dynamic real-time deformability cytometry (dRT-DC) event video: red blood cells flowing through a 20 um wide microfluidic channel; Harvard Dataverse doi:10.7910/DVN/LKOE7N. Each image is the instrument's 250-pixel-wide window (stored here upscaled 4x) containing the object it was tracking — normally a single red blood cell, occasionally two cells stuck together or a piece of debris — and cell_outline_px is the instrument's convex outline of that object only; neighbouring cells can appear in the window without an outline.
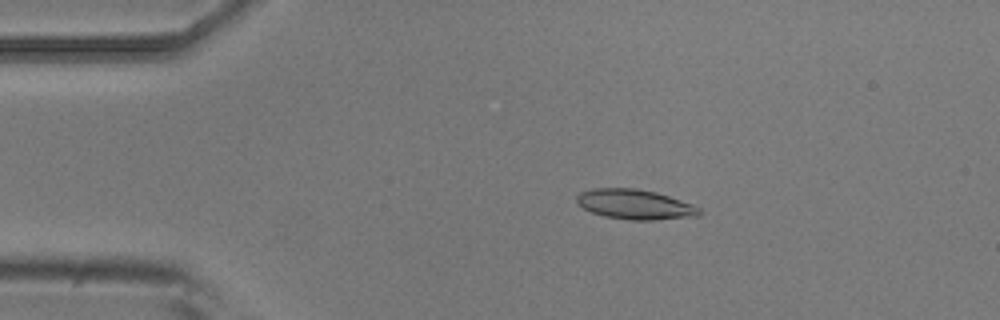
{"species": "common noctule bat (a hibernating species)", "species_latin": "Nyctalus noctula", "temperature_condition": "room temperature", "stored_images_in_passage": 53, "camera_frame_rate_fps": 3000, "um_per_image_px": 0.085, "animal": {"sex": "male", "body_mass_g": 20.5, "forearm_length_mm": 52.5}, "frame": {"image": 1, "passage_image": 10, "time_ms": 3.0, "image_size_px": [1000, 320], "cell_outline_px": [[700, 216], [652, 220], [628, 220], [604, 216], [592, 212], [584, 208], [576, 200], [576, 196], [580, 192], [596, 188], [636, 188], [656, 192], [692, 204], [700, 208]], "centroid_in_image_um": [53.98, 17.37], "position_along_channel_um": 31.0, "area_um2": 21.27}}
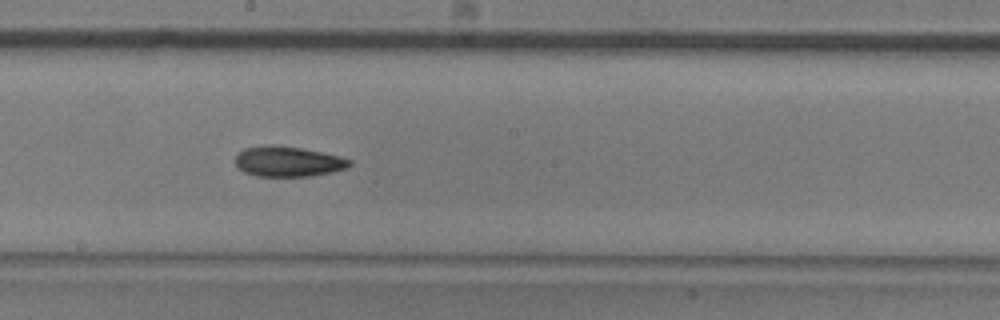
{"frame": {"image": 2, "passage_image": 29, "time_ms": 9.333, "image_size_px": [1000, 320], "cell_outline_px": [[352, 164], [348, 168], [332, 172], [312, 176], [256, 176], [244, 172], [236, 164], [236, 156], [244, 148], [272, 144], [300, 148], [340, 156], [352, 160]], "centroid_in_image_um": [24.51, 13.73], "position_along_channel_um": 223.7, "area_um2": 20.11}}
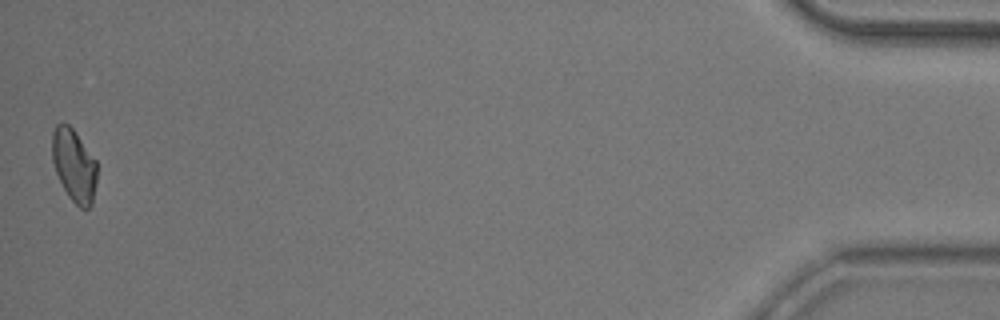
{"frame": {"image": 3, "passage_image": 53, "time_ms": 17.333, "image_size_px": [1000, 320], "cell_outline_px": [[96, 184], [92, 204], [88, 208], [80, 208], [68, 196], [56, 172], [52, 160], [52, 132], [56, 124], [68, 124], [76, 132], [96, 160]], "centroid_in_image_um": [6.29, 14.05], "position_along_channel_um": 428.9, "area_um2": 18.9}, "authors_computed_cell_mechanics": {"area_um2": 19.941, "velocity_mm_per_s": 3.7591, "shape_relaxation_time_tau1_ms": 9.0571, "shape_relaxation_time_tau2_ms": 3.7913, "deformation_change_tau1": 0.1704, "deformation_change_tau2": 0.095}}